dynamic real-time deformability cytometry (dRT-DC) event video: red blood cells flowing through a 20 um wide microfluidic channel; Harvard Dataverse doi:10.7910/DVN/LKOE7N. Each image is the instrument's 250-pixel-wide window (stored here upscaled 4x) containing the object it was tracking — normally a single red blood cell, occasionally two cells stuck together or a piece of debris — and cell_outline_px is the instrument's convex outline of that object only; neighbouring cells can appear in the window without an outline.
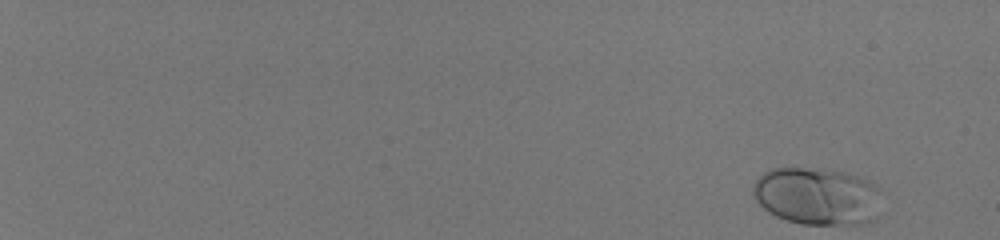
{"species": "human", "species_latin": "Homo sapiens", "temperature_condition": "room temperature", "stored_images_in_passage": 52, "camera_frame_rate_fps": 3000, "um_per_image_px": 0.085, "donor": {"sex": "male"}, "frame": {"image": 1, "passage_image": 1, "time_ms": 0.0, "image_size_px": [1000, 240], "cell_outline_px": [[880, 192], [876, 220], [864, 224], [800, 224], [776, 216], [764, 208], [756, 200], [752, 192], [752, 184], [764, 172], [772, 168], [824, 168], [848, 172], [868, 180], [876, 184], [880, 188]], "centroid_in_image_um": [69.49, 16.66], "position_along_channel_um": 15.5, "area_um2": 43.58}}
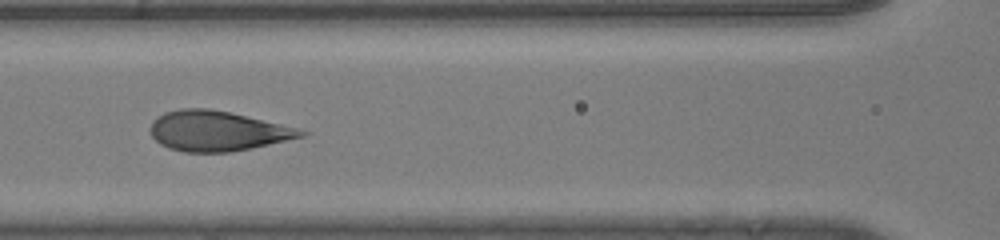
{"frame": {"image": 2, "passage_image": 28, "time_ms": 9.0, "image_size_px": [1000, 240], "cell_outline_px": [[308, 132], [304, 136], [252, 148], [228, 152], [184, 152], [168, 148], [160, 144], [152, 136], [148, 128], [152, 120], [156, 116], [164, 112], [180, 108], [208, 108], [228, 112], [280, 124], [296, 128]], "centroid_in_image_um": [18.38, 11.13], "position_along_channel_um": 148.2, "area_um2": 35.03}}
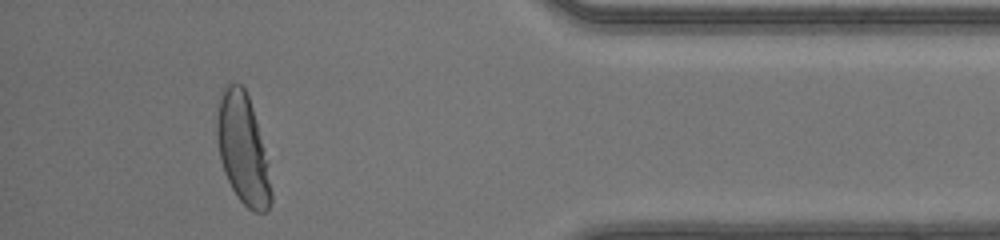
{"frame": {"image": 3, "passage_image": 49, "time_ms": 16.0, "image_size_px": [1000, 240], "cell_outline_px": [[272, 200], [268, 208], [264, 212], [252, 212], [236, 196], [224, 172], [220, 160], [216, 136], [216, 116], [220, 92], [224, 84], [228, 80], [240, 84], [244, 88], [248, 96], [252, 108], [268, 160], [272, 192]], "centroid_in_image_um": [20.62, 12.64], "position_along_channel_um": 414.6, "area_um2": 35.26}, "authors_computed_cell_mechanics": {"area_um2": 36.2984, "velocity_mm_per_s": 4.1593, "shape_relaxation_time_tau1_ms": 3.6118, "shape_relaxation_time_tau2_ms": null, "deformation_change_tau1": 0.1836, "deformation_change_tau2": null}}